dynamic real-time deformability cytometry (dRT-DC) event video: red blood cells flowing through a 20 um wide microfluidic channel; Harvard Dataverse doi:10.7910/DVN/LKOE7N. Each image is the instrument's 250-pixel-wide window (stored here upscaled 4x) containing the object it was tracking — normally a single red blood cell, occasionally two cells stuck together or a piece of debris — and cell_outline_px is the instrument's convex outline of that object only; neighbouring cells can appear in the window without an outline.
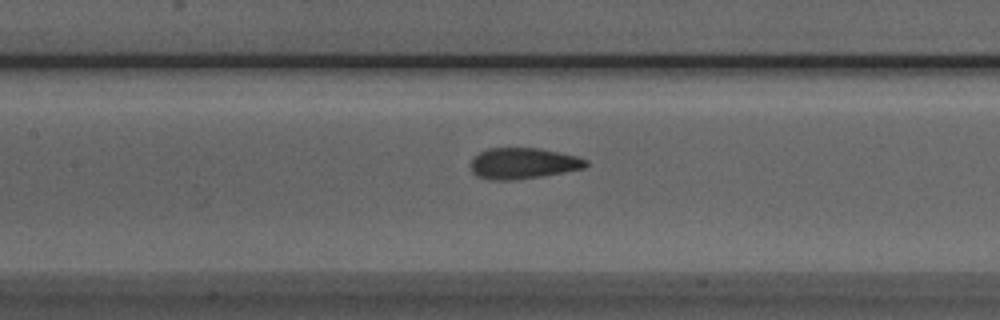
{"species": "Egyptian fruit bat (a non-hibernating species)", "species_latin": "Rousettus aegyptiacus", "temperature_condition": "room temperature", "stored_images_in_passage": 34, "camera_frame_rate_fps": 3000, "um_per_image_px": 0.085, "animal": {"sex": "male"}, "frame": {"image": 1, "passage_image": 16, "time_ms": 5.0, "image_size_px": [1000, 320], "cell_outline_px": [[588, 164], [584, 168], [564, 172], [540, 176], [512, 180], [492, 180], [476, 176], [472, 172], [468, 164], [480, 152], [488, 148], [540, 148], [580, 156], [588, 160]], "centroid_in_image_um": [44.47, 13.88], "position_along_channel_um": 162.9, "area_um2": 20.98}}
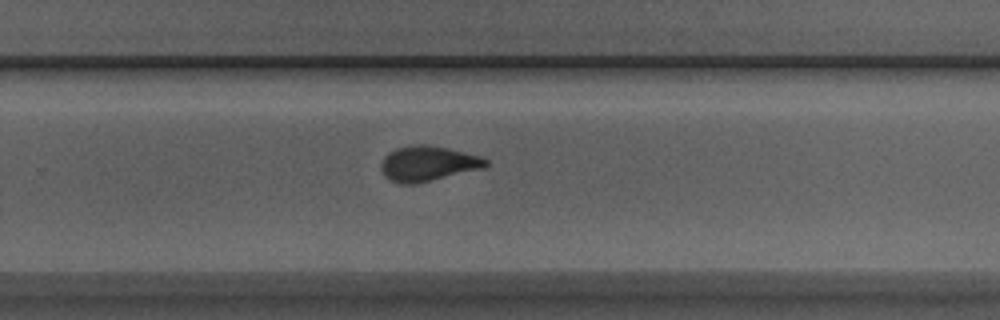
{"frame": {"image": 2, "passage_image": 26, "time_ms": 8.333, "image_size_px": [1000, 320], "cell_outline_px": [[488, 164], [484, 168], [416, 184], [400, 184], [384, 176], [380, 168], [380, 164], [384, 156], [388, 152], [396, 148], [412, 144], [424, 144], [448, 148], [480, 156], [488, 160]], "centroid_in_image_um": [36.35, 13.9], "position_along_channel_um": 293.5, "area_um2": 21.62}}
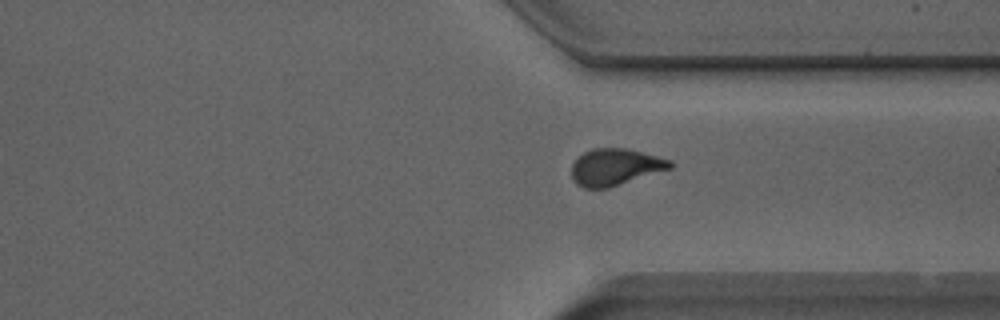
{"frame": {"image": 3, "passage_image": 31, "time_ms": 10.0, "image_size_px": [1000, 320], "cell_outline_px": [[672, 168], [608, 188], [584, 188], [576, 184], [572, 180], [572, 164], [584, 152], [592, 148], [628, 148], [672, 160]], "centroid_in_image_um": [52.29, 14.19], "position_along_channel_um": 359.1, "area_um2": 21.1}}